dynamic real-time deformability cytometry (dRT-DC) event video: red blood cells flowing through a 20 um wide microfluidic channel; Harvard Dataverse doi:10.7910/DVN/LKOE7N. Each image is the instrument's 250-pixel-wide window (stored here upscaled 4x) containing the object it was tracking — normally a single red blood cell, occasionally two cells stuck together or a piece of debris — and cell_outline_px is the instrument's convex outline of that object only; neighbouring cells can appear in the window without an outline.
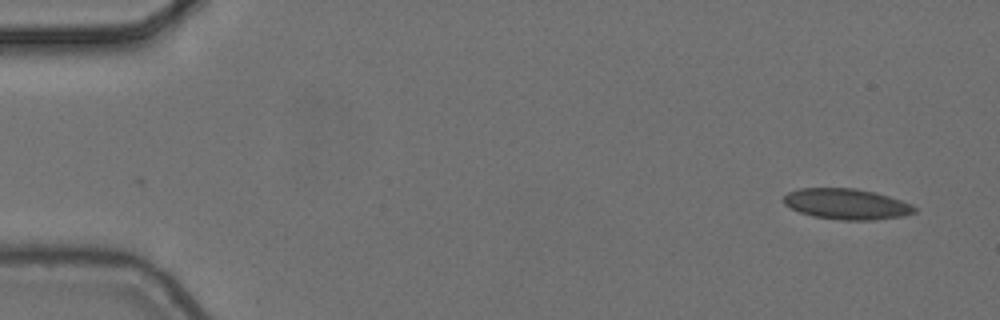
{"species": "common noctule bat (a hibernating species)", "species_latin": "Nyctalus noctula", "temperature_condition": "cold", "stored_images_in_passage": 10, "camera_frame_rate_fps": 3000, "um_per_image_px": 0.085, "animal": {"sex": "female", "body_mass_g": 24.6, "forearm_length_mm": 56.2}, "frame": {"image": 1, "passage_image": 1, "time_ms": 0.0, "image_size_px": [1000, 320], "cell_outline_px": [[916, 212], [904, 216], [876, 220], [840, 220], [812, 216], [800, 212], [784, 204], [780, 200], [788, 192], [800, 188], [856, 188], [876, 192], [912, 204], [916, 208]], "centroid_in_image_um": [71.95, 17.34], "position_along_channel_um": 13.0, "area_um2": 23.64}}
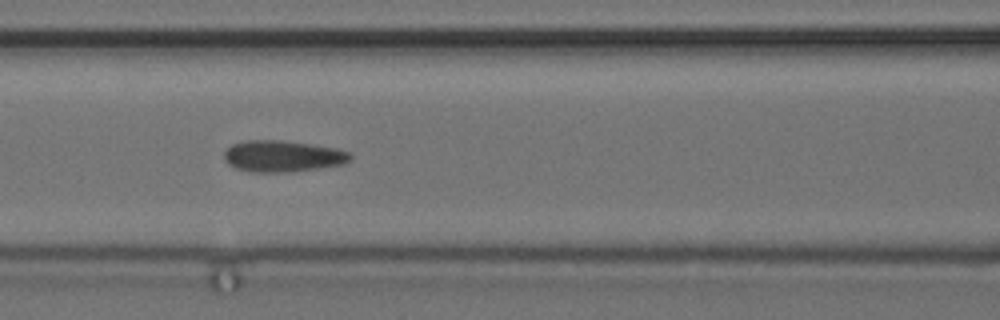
{"frame": {"image": 2, "passage_image": 6, "time_ms": 1.667, "image_size_px": [1000, 320], "cell_outline_px": [[352, 160], [344, 164], [316, 168], [284, 172], [248, 172], [236, 168], [228, 164], [224, 160], [224, 152], [232, 144], [244, 140], [280, 140], [312, 144], [336, 148], [348, 152], [352, 156]], "centroid_in_image_um": [24.0, 13.27], "position_along_channel_um": 142.6, "area_um2": 23.12}}
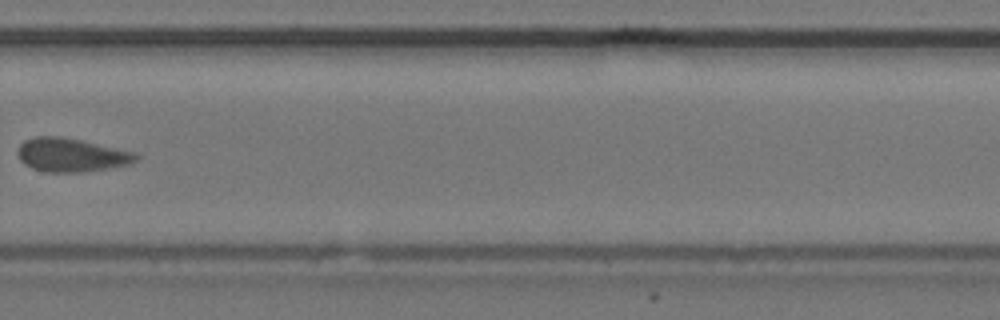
{"frame": {"image": 3, "passage_image": 10, "time_ms": 3.0, "image_size_px": [1000, 320], "cell_outline_px": [[140, 156], [136, 160], [128, 164], [108, 168], [80, 172], [48, 172], [32, 168], [24, 164], [20, 160], [16, 152], [20, 144], [24, 140], [36, 136], [60, 136], [80, 140], [136, 152]], "centroid_in_image_um": [6.03, 13.16], "position_along_channel_um": 323.8, "area_um2": 23.12}}